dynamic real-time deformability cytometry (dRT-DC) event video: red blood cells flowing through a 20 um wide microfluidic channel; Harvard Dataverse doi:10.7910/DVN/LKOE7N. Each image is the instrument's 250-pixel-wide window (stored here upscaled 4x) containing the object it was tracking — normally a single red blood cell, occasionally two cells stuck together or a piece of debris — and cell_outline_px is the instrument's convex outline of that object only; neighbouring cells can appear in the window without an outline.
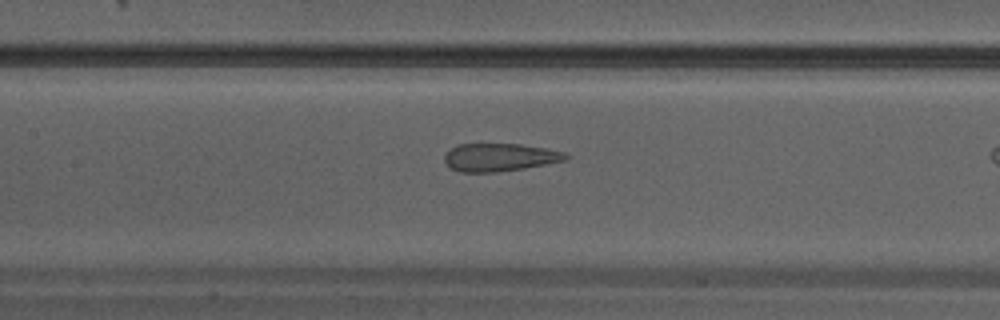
{"species": "Egyptian fruit bat (a non-hibernating species)", "species_latin": "Rousettus aegyptiacus", "temperature_condition": "warm", "stored_images_in_passage": 7, "camera_frame_rate_fps": 3000, "um_per_image_px": 0.085, "animal": {"sex": "male"}, "frame": {"image": 1, "passage_image": 6, "time_ms": 1.667, "image_size_px": [1000, 320], "cell_outline_px": [[568, 160], [524, 168], [496, 172], [460, 172], [448, 168], [444, 160], [444, 152], [456, 144], [520, 144], [544, 148], [564, 152], [568, 156]], "centroid_in_image_um": [42.41, 13.37], "position_along_channel_um": 165.0, "area_um2": 19.88}}